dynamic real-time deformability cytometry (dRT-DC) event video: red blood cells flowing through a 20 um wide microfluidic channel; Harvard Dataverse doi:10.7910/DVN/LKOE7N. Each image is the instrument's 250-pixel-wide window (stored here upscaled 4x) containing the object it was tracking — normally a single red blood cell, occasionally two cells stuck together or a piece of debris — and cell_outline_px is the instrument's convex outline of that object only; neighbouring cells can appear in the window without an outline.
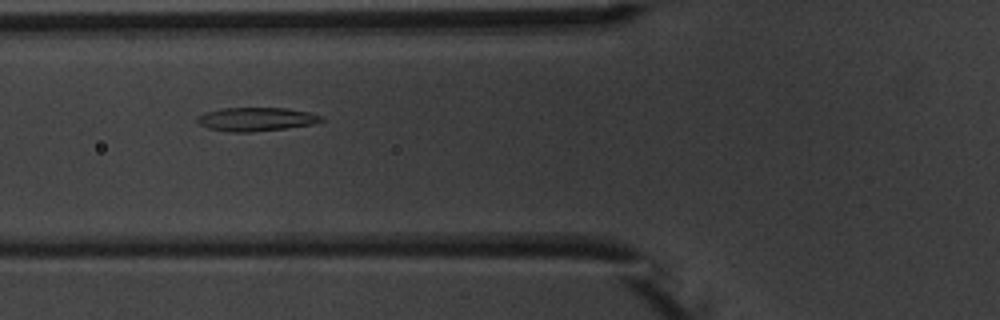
{"species": "common noctule bat (a hibernating species)", "species_latin": "Nyctalus noctula", "temperature_condition": "warm", "stored_images_in_passage": 6, "camera_frame_rate_fps": 3000, "um_per_image_px": 0.085, "animal": {"sex": "male", "body_mass_g": 20.1, "forearm_length_mm": 53.5}, "frame": {"image": 1, "passage_image": 2, "time_ms": 1.0, "image_size_px": [1000, 320], "cell_outline_px": [[324, 120], [312, 124], [284, 128], [252, 132], [228, 132], [208, 128], [200, 124], [196, 120], [196, 116], [204, 112], [220, 108], [284, 108], [308, 112], [324, 116]], "centroid_in_image_um": [21.73, 10.13], "position_along_channel_um": 104.1, "area_um2": 17.11}}
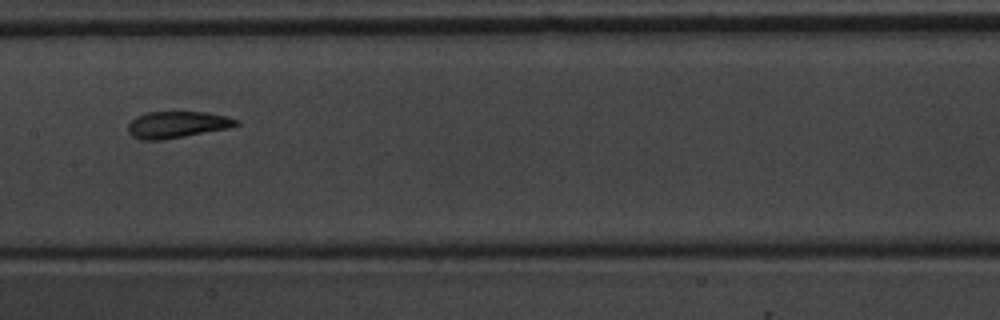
{"frame": {"image": 2, "passage_image": 4, "time_ms": 3.333, "image_size_px": [1000, 320], "cell_outline_px": [[240, 124], [228, 128], [184, 136], [160, 140], [140, 140], [132, 136], [128, 132], [128, 124], [136, 116], [148, 112], [208, 112], [228, 116], [240, 120]], "centroid_in_image_um": [15.07, 10.58], "position_along_channel_um": 192.3, "area_um2": 16.82}}
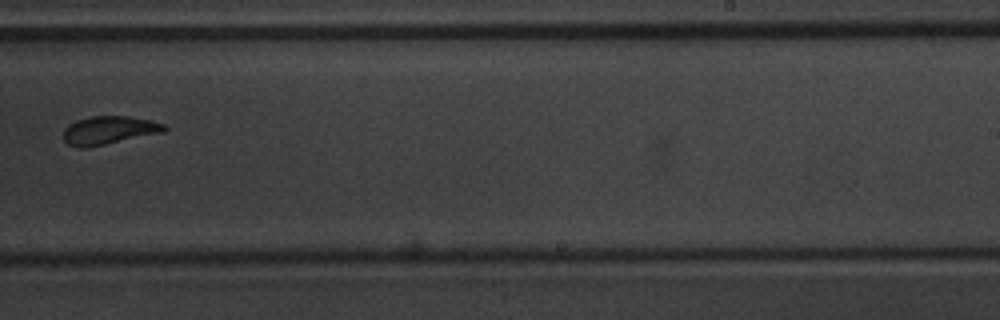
{"frame": {"image": 3, "passage_image": 6, "time_ms": 5.667, "image_size_px": [1000, 320], "cell_outline_px": [[168, 128], [164, 132], [88, 148], [76, 148], [68, 144], [64, 140], [64, 128], [68, 124], [76, 120], [92, 116], [128, 116], [152, 120], [164, 124]], "centroid_in_image_um": [9.25, 11.08], "position_along_channel_um": 279.7, "area_um2": 16.82}}